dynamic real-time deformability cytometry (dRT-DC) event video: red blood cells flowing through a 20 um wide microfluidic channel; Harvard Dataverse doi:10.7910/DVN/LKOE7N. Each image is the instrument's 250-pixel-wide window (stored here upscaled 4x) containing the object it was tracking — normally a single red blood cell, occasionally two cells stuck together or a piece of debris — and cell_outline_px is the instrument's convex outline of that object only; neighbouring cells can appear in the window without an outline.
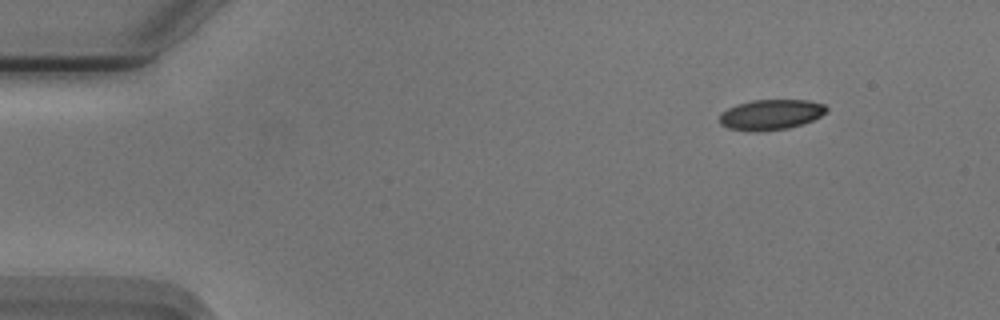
{"species": "Egyptian fruit bat (a non-hibernating species)", "species_latin": "Rousettus aegyptiacus", "temperature_condition": "cold", "stored_images_in_passage": 49, "camera_frame_rate_fps": 3000, "um_per_image_px": 0.085, "animal": {"sex": "male"}, "frame": {"image": 1, "passage_image": 1, "time_ms": 0.0, "image_size_px": [1000, 320], "cell_outline_px": [[828, 112], [812, 120], [788, 128], [756, 132], [728, 128], [720, 124], [720, 112], [736, 104], [752, 100], [808, 100], [824, 104], [828, 108]], "centroid_in_image_um": [65.51, 9.73], "position_along_channel_um": 19.5, "area_um2": 18.96}}
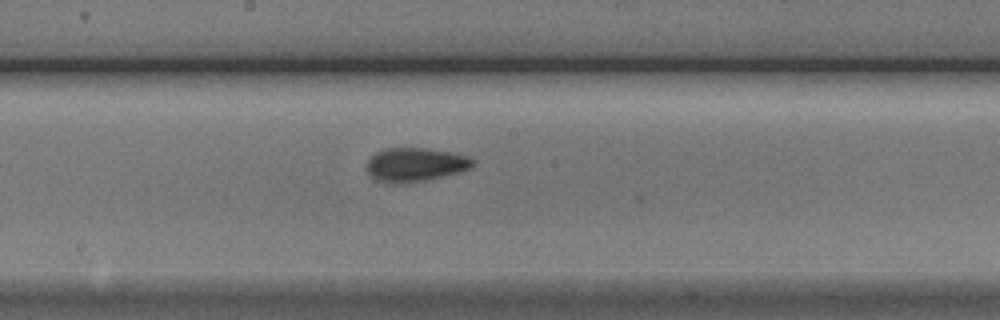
{"frame": {"image": 2, "passage_image": 24, "time_ms": 7.667, "image_size_px": [1000, 320], "cell_outline_px": [[476, 160], [472, 168], [460, 172], [424, 180], [396, 184], [388, 184], [376, 180], [368, 172], [368, 160], [376, 152], [388, 148], [428, 148], [468, 156]], "centroid_in_image_um": [35.32, 14.0], "position_along_channel_um": 212.9, "area_um2": 20.81}}
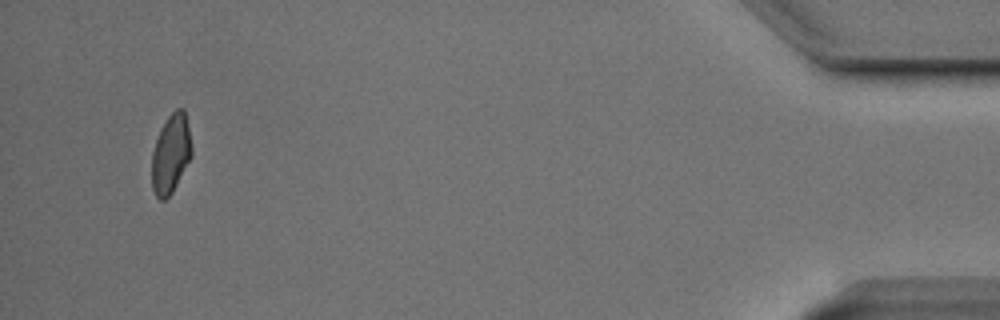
{"frame": {"image": 3, "passage_image": 47, "time_ms": 15.333, "image_size_px": [1000, 320], "cell_outline_px": [[192, 156], [172, 192], [164, 200], [160, 200], [156, 196], [152, 188], [152, 152], [160, 128], [168, 116], [176, 108], [184, 108], [192, 148]], "centroid_in_image_um": [14.51, 13.07], "position_along_channel_um": 420.7, "area_um2": 18.26}, "authors_computed_cell_mechanics": {"area_um2": 19.5364, "velocity_mm_per_s": 3.7447, "shape_relaxation_time_tau1_ms": 4.0582, "shape_relaxation_time_tau2_ms": 2.4341, "deformation_change_tau1": 0.1188, "deformation_change_tau2": 0.0809}}